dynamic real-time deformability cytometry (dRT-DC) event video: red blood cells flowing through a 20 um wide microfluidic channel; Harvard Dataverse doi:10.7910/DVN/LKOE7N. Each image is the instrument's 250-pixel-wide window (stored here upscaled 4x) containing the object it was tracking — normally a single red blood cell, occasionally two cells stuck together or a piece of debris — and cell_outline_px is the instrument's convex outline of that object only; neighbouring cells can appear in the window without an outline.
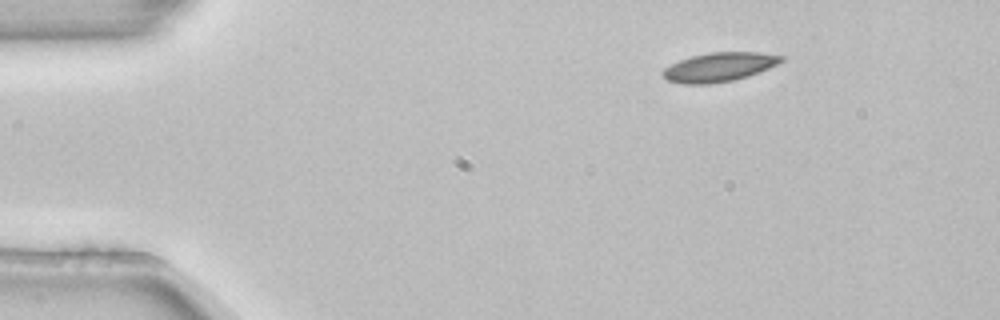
{"species": "common noctule bat (a hibernating species)", "species_latin": "Nyctalus noctula", "temperature_condition": "room temperature", "stored_images_in_passage": 3, "camera_frame_rate_fps": 3000, "um_per_image_px": 0.085, "animal": {"sex": "female", "body_mass_g": 22.7, "forearm_length_mm": 54.2}, "frame": {"image": 1, "passage_image": 1, "time_ms": 0.0, "image_size_px": [1000, 320], "cell_outline_px": [[784, 60], [768, 68], [748, 76], [732, 80], [712, 84], [684, 84], [668, 80], [660, 72], [664, 68], [680, 60], [692, 56], [708, 52], [760, 52], [784, 56]], "centroid_in_image_um": [61.12, 5.69], "position_along_channel_um": 23.9, "area_um2": 19.94}}
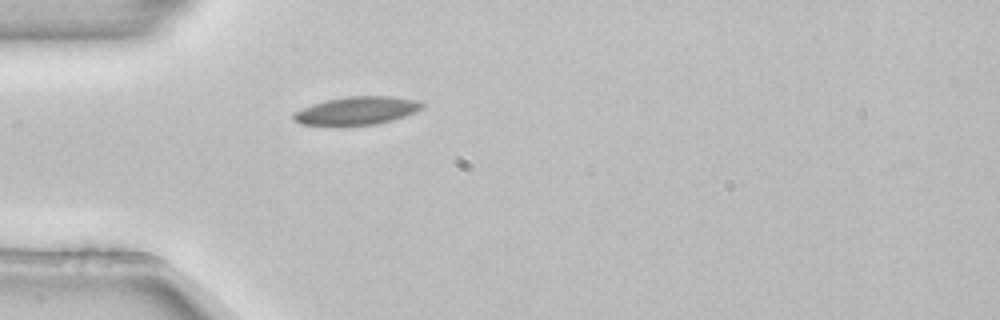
{"frame": {"image": 2, "passage_image": 3, "time_ms": 0.667, "image_size_px": [1000, 320], "cell_outline_px": [[424, 104], [416, 112], [392, 120], [376, 124], [340, 128], [336, 128], [300, 124], [292, 120], [292, 112], [312, 104], [328, 100], [348, 96], [388, 96], [416, 100]], "centroid_in_image_um": [30.21, 9.46], "position_along_channel_um": 54.8, "area_um2": 21.73}}